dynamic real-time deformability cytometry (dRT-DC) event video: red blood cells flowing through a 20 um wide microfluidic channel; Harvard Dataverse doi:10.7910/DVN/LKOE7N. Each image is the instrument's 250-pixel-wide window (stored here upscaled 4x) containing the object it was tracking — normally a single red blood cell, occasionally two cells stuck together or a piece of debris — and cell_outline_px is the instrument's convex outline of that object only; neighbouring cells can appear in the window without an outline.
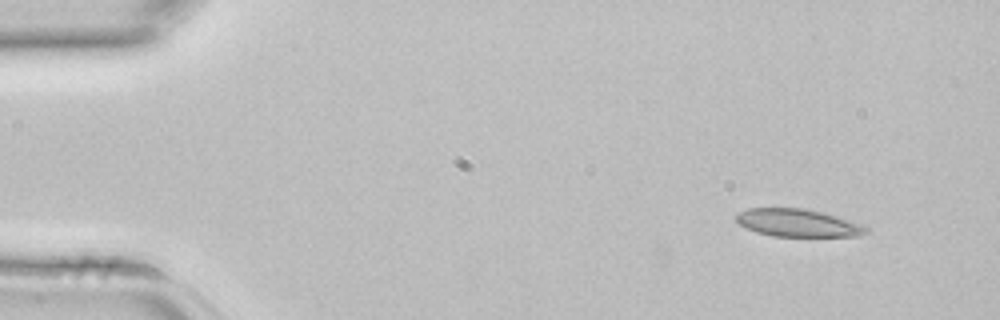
{"species": "common noctule bat (a hibernating species)", "species_latin": "Nyctalus noctula", "temperature_condition": "room temperature", "stored_images_in_passage": 2, "camera_frame_rate_fps": 3000, "um_per_image_px": 0.085, "animal": {"sex": "female", "body_mass_g": 22.7, "forearm_length_mm": 54.2}, "frame": {"image": 1, "passage_image": 1, "time_ms": 0.0, "image_size_px": [1000, 320], "cell_outline_px": [[868, 232], [860, 236], [772, 236], [756, 232], [740, 224], [736, 220], [736, 216], [740, 212], [748, 208], [804, 208], [824, 212], [860, 224], [868, 228]], "centroid_in_image_um": [67.82, 18.94], "position_along_channel_um": 17.2, "area_um2": 20.81}}